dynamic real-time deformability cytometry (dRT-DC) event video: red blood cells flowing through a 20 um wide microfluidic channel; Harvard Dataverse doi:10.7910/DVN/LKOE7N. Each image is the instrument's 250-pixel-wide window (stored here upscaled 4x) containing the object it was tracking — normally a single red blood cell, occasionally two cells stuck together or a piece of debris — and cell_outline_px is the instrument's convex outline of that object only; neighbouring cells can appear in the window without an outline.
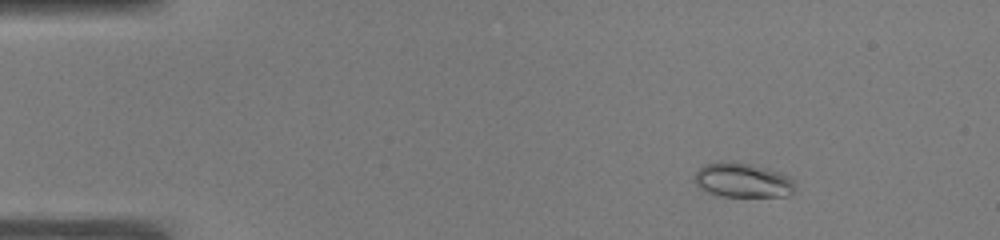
{"species": "common noctule bat (a hibernating species)", "species_latin": "Nyctalus noctula", "temperature_condition": "warm", "stored_images_in_passage": 52, "camera_frame_rate_fps": 3000, "um_per_image_px": 0.085, "animal": {"sex": "male", "body_mass_g": 19.0, "forearm_length_mm": 50.8}, "frame": {"image": 1, "passage_image": 7, "time_ms": 2.0, "image_size_px": [1000, 240], "cell_outline_px": [[796, 188], [792, 196], [720, 196], [708, 192], [700, 188], [692, 180], [696, 172], [704, 164], [720, 160], [736, 160], [784, 172], [792, 176], [796, 180]], "centroid_in_image_um": [63.19, 15.29], "position_along_channel_um": 21.8, "area_um2": 21.15}}
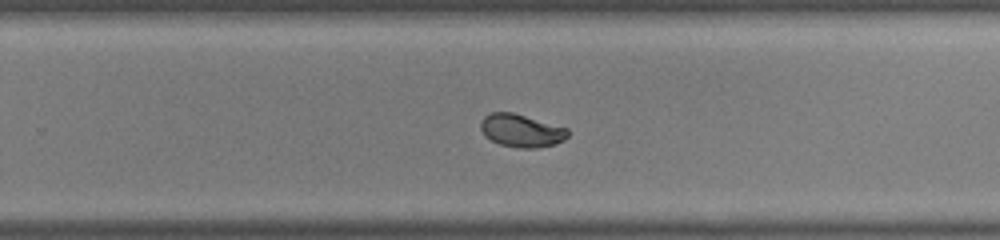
{"frame": {"image": 2, "passage_image": 34, "time_ms": 11.0, "image_size_px": [1000, 240], "cell_outline_px": [[568, 136], [564, 140], [556, 144], [536, 148], [520, 148], [500, 144], [484, 136], [480, 128], [480, 120], [484, 116], [492, 112], [512, 112], [568, 128]], "centroid_in_image_um": [44.3, 11.1], "position_along_channel_um": 285.5, "area_um2": 16.76}}
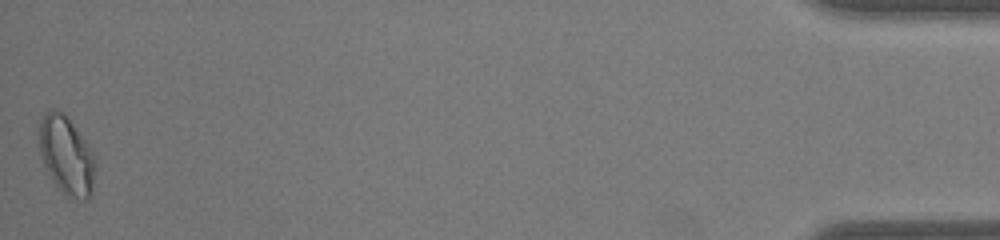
{"frame": {"image": 3, "passage_image": 52, "time_ms": 17.0, "image_size_px": [1000, 240], "cell_outline_px": [[96, 164], [92, 196], [88, 200], [84, 200], [68, 196], [56, 184], [44, 164], [40, 152], [40, 120], [44, 112], [52, 108], [56, 108], [64, 112], [88, 144], [96, 156]], "centroid_in_image_um": [5.69, 13.18], "position_along_channel_um": 429.5, "area_um2": 25.66}, "authors_computed_cell_mechanics": {"area_um2": 17.6579, "velocity_mm_per_s": 3.9007, "shape_relaxation_time_tau1_ms": 3.5597, "shape_relaxation_time_tau2_ms": 0.7478, "deformation_change_tau1": 0.1753, "deformation_change_tau2": 0.0391}}